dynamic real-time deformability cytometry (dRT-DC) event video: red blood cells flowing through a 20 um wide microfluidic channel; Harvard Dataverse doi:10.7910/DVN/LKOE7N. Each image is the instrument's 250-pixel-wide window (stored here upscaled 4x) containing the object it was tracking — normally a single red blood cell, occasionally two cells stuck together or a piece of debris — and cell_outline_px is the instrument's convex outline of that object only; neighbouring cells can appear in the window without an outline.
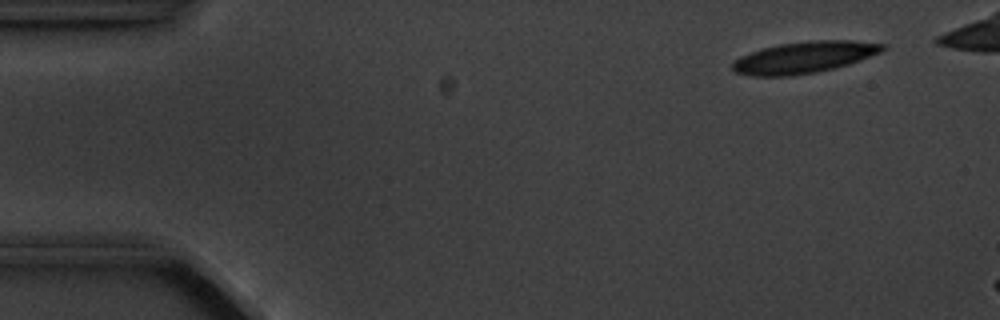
{"species": "common noctule bat (a hibernating species)", "species_latin": "Nyctalus noctula", "temperature_condition": "cold", "stored_images_in_passage": 3, "camera_frame_rate_fps": 3000, "um_per_image_px": 0.085, "animal": {"sex": "male", "body_mass_g": 20.1, "forearm_length_mm": 53.5}, "frame": {"image": 1, "passage_image": 1, "time_ms": 0.0, "image_size_px": [1000, 320], "cell_outline_px": [[888, 48], [880, 52], [860, 60], [848, 64], [816, 72], [792, 76], [752, 76], [736, 72], [732, 68], [732, 64], [740, 56], [764, 48], [780, 44], [808, 40], [856, 40], [888, 44]], "centroid_in_image_um": [68.41, 4.86], "position_along_channel_um": 16.6, "area_um2": 27.57}}